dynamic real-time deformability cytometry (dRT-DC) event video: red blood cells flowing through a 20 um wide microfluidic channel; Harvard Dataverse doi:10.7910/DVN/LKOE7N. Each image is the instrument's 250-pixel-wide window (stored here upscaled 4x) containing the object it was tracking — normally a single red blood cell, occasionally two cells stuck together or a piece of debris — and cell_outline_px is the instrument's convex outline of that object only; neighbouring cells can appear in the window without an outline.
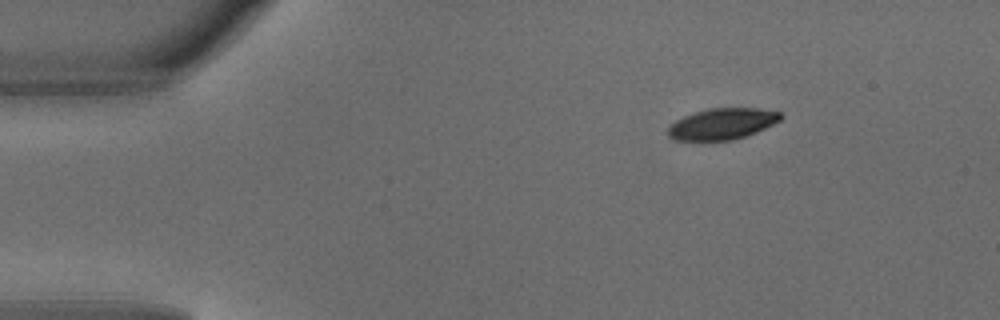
{"species": "common noctule bat (a hibernating species)", "species_latin": "Nyctalus noctula", "temperature_condition": "warm", "stored_images_in_passage": 3, "camera_frame_rate_fps": 3000, "um_per_image_px": 0.085, "animal": {"sex": "male", "body_mass_g": 18.8}, "frame": {"image": 1, "passage_image": 1, "time_ms": 0.0, "image_size_px": [1000, 320], "cell_outline_px": [[784, 116], [780, 120], [756, 132], [732, 140], [672, 140], [668, 136], [668, 128], [676, 120], [684, 116], [708, 108], [756, 108], [780, 112]], "centroid_in_image_um": [61.38, 10.52], "position_along_channel_um": 23.6, "area_um2": 20.29}}